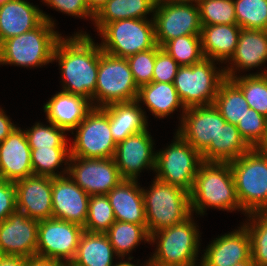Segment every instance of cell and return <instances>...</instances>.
Wrapping results in <instances>:
<instances>
[{"instance_id": "ab89813d", "label": "cell", "mask_w": 267, "mask_h": 266, "mask_svg": "<svg viewBox=\"0 0 267 266\" xmlns=\"http://www.w3.org/2000/svg\"><path fill=\"white\" fill-rule=\"evenodd\" d=\"M46 126L36 123L29 130H24L30 149L68 148L65 130L51 122Z\"/></svg>"}, {"instance_id": "cb8c5ba5", "label": "cell", "mask_w": 267, "mask_h": 266, "mask_svg": "<svg viewBox=\"0 0 267 266\" xmlns=\"http://www.w3.org/2000/svg\"><path fill=\"white\" fill-rule=\"evenodd\" d=\"M93 108L91 101L80 95L58 92L44 105L48 122L65 131H72Z\"/></svg>"}, {"instance_id": "6da1fadb", "label": "cell", "mask_w": 267, "mask_h": 266, "mask_svg": "<svg viewBox=\"0 0 267 266\" xmlns=\"http://www.w3.org/2000/svg\"><path fill=\"white\" fill-rule=\"evenodd\" d=\"M101 52L100 44L95 45L86 32H77L66 39L61 37L53 51V61H58L62 74L61 91L92 101Z\"/></svg>"}, {"instance_id": "83f0119b", "label": "cell", "mask_w": 267, "mask_h": 266, "mask_svg": "<svg viewBox=\"0 0 267 266\" xmlns=\"http://www.w3.org/2000/svg\"><path fill=\"white\" fill-rule=\"evenodd\" d=\"M136 101L144 102L152 115L158 118L167 117L180 107L183 116L186 110L173 83L151 82L142 85L139 87Z\"/></svg>"}, {"instance_id": "b9f144b4", "label": "cell", "mask_w": 267, "mask_h": 266, "mask_svg": "<svg viewBox=\"0 0 267 266\" xmlns=\"http://www.w3.org/2000/svg\"><path fill=\"white\" fill-rule=\"evenodd\" d=\"M241 137L251 148H258L267 133V118L256 110L249 108L237 124Z\"/></svg>"}, {"instance_id": "4316f807", "label": "cell", "mask_w": 267, "mask_h": 266, "mask_svg": "<svg viewBox=\"0 0 267 266\" xmlns=\"http://www.w3.org/2000/svg\"><path fill=\"white\" fill-rule=\"evenodd\" d=\"M103 109L109 115L110 130L116 144L132 134L147 130V116L137 101L115 103Z\"/></svg>"}, {"instance_id": "7a4b0ae2", "label": "cell", "mask_w": 267, "mask_h": 266, "mask_svg": "<svg viewBox=\"0 0 267 266\" xmlns=\"http://www.w3.org/2000/svg\"><path fill=\"white\" fill-rule=\"evenodd\" d=\"M190 194L191 212L204 214L209 207L234 211L242 208L229 162L203 161Z\"/></svg>"}, {"instance_id": "484cf974", "label": "cell", "mask_w": 267, "mask_h": 266, "mask_svg": "<svg viewBox=\"0 0 267 266\" xmlns=\"http://www.w3.org/2000/svg\"><path fill=\"white\" fill-rule=\"evenodd\" d=\"M237 24L204 25L200 38L204 58L223 63L233 56L241 32Z\"/></svg>"}, {"instance_id": "3957f363", "label": "cell", "mask_w": 267, "mask_h": 266, "mask_svg": "<svg viewBox=\"0 0 267 266\" xmlns=\"http://www.w3.org/2000/svg\"><path fill=\"white\" fill-rule=\"evenodd\" d=\"M55 27L44 20L31 31L13 36L0 44V64L41 67L53 62V51L62 37Z\"/></svg>"}, {"instance_id": "7402d4cb", "label": "cell", "mask_w": 267, "mask_h": 266, "mask_svg": "<svg viewBox=\"0 0 267 266\" xmlns=\"http://www.w3.org/2000/svg\"><path fill=\"white\" fill-rule=\"evenodd\" d=\"M26 0H12L0 5V44L10 37L33 30L44 20H54Z\"/></svg>"}, {"instance_id": "f35d334b", "label": "cell", "mask_w": 267, "mask_h": 266, "mask_svg": "<svg viewBox=\"0 0 267 266\" xmlns=\"http://www.w3.org/2000/svg\"><path fill=\"white\" fill-rule=\"evenodd\" d=\"M234 7L239 27L267 31V0H234Z\"/></svg>"}, {"instance_id": "681fc988", "label": "cell", "mask_w": 267, "mask_h": 266, "mask_svg": "<svg viewBox=\"0 0 267 266\" xmlns=\"http://www.w3.org/2000/svg\"><path fill=\"white\" fill-rule=\"evenodd\" d=\"M0 266H26V257L0 255Z\"/></svg>"}, {"instance_id": "52a82bcc", "label": "cell", "mask_w": 267, "mask_h": 266, "mask_svg": "<svg viewBox=\"0 0 267 266\" xmlns=\"http://www.w3.org/2000/svg\"><path fill=\"white\" fill-rule=\"evenodd\" d=\"M138 90L127 58L116 57L102 51L99 56L92 106L103 108L115 103L136 101Z\"/></svg>"}, {"instance_id": "5bb4252c", "label": "cell", "mask_w": 267, "mask_h": 266, "mask_svg": "<svg viewBox=\"0 0 267 266\" xmlns=\"http://www.w3.org/2000/svg\"><path fill=\"white\" fill-rule=\"evenodd\" d=\"M67 174L88 195H106L123 180L113 157L70 156Z\"/></svg>"}, {"instance_id": "8d00e7d4", "label": "cell", "mask_w": 267, "mask_h": 266, "mask_svg": "<svg viewBox=\"0 0 267 266\" xmlns=\"http://www.w3.org/2000/svg\"><path fill=\"white\" fill-rule=\"evenodd\" d=\"M180 66L200 62L202 53L200 35H186L167 41L162 47Z\"/></svg>"}, {"instance_id": "ee69618b", "label": "cell", "mask_w": 267, "mask_h": 266, "mask_svg": "<svg viewBox=\"0 0 267 266\" xmlns=\"http://www.w3.org/2000/svg\"><path fill=\"white\" fill-rule=\"evenodd\" d=\"M180 65L161 47L156 46L152 82L173 83Z\"/></svg>"}, {"instance_id": "ba28073f", "label": "cell", "mask_w": 267, "mask_h": 266, "mask_svg": "<svg viewBox=\"0 0 267 266\" xmlns=\"http://www.w3.org/2000/svg\"><path fill=\"white\" fill-rule=\"evenodd\" d=\"M214 62L203 58L198 63L179 67L173 84L185 109L214 103L225 79L224 70L217 71Z\"/></svg>"}, {"instance_id": "c3c4849f", "label": "cell", "mask_w": 267, "mask_h": 266, "mask_svg": "<svg viewBox=\"0 0 267 266\" xmlns=\"http://www.w3.org/2000/svg\"><path fill=\"white\" fill-rule=\"evenodd\" d=\"M61 261L40 256L26 258V266H64Z\"/></svg>"}, {"instance_id": "d6a6232c", "label": "cell", "mask_w": 267, "mask_h": 266, "mask_svg": "<svg viewBox=\"0 0 267 266\" xmlns=\"http://www.w3.org/2000/svg\"><path fill=\"white\" fill-rule=\"evenodd\" d=\"M105 234L119 259L129 255L142 240H150L147 225L121 221H115Z\"/></svg>"}, {"instance_id": "4fadbf2b", "label": "cell", "mask_w": 267, "mask_h": 266, "mask_svg": "<svg viewBox=\"0 0 267 266\" xmlns=\"http://www.w3.org/2000/svg\"><path fill=\"white\" fill-rule=\"evenodd\" d=\"M152 17L159 47L177 37L200 35L202 26L198 4H155Z\"/></svg>"}, {"instance_id": "d590c367", "label": "cell", "mask_w": 267, "mask_h": 266, "mask_svg": "<svg viewBox=\"0 0 267 266\" xmlns=\"http://www.w3.org/2000/svg\"><path fill=\"white\" fill-rule=\"evenodd\" d=\"M247 217L250 222L243 225L250 238L252 261L257 266H267V212H251Z\"/></svg>"}, {"instance_id": "7bdbcfd3", "label": "cell", "mask_w": 267, "mask_h": 266, "mask_svg": "<svg viewBox=\"0 0 267 266\" xmlns=\"http://www.w3.org/2000/svg\"><path fill=\"white\" fill-rule=\"evenodd\" d=\"M156 59V47L127 57L133 78L138 87L151 83Z\"/></svg>"}, {"instance_id": "30bf717a", "label": "cell", "mask_w": 267, "mask_h": 266, "mask_svg": "<svg viewBox=\"0 0 267 266\" xmlns=\"http://www.w3.org/2000/svg\"><path fill=\"white\" fill-rule=\"evenodd\" d=\"M173 143L156 153L155 178L191 192L203 162L201 154L177 132Z\"/></svg>"}, {"instance_id": "7dc6e473", "label": "cell", "mask_w": 267, "mask_h": 266, "mask_svg": "<svg viewBox=\"0 0 267 266\" xmlns=\"http://www.w3.org/2000/svg\"><path fill=\"white\" fill-rule=\"evenodd\" d=\"M16 128L10 118L0 108V143Z\"/></svg>"}, {"instance_id": "e575fe53", "label": "cell", "mask_w": 267, "mask_h": 266, "mask_svg": "<svg viewBox=\"0 0 267 266\" xmlns=\"http://www.w3.org/2000/svg\"><path fill=\"white\" fill-rule=\"evenodd\" d=\"M70 148H45L31 149V165L33 175L60 177L68 172V166L61 172H55L57 168L65 163L68 165ZM65 161V162H64Z\"/></svg>"}, {"instance_id": "e0dca14e", "label": "cell", "mask_w": 267, "mask_h": 266, "mask_svg": "<svg viewBox=\"0 0 267 266\" xmlns=\"http://www.w3.org/2000/svg\"><path fill=\"white\" fill-rule=\"evenodd\" d=\"M39 221L15 210L8 218L0 222V255L23 256L36 255Z\"/></svg>"}, {"instance_id": "9f6ffc18", "label": "cell", "mask_w": 267, "mask_h": 266, "mask_svg": "<svg viewBox=\"0 0 267 266\" xmlns=\"http://www.w3.org/2000/svg\"><path fill=\"white\" fill-rule=\"evenodd\" d=\"M12 0H0V5Z\"/></svg>"}, {"instance_id": "ac0fdd59", "label": "cell", "mask_w": 267, "mask_h": 266, "mask_svg": "<svg viewBox=\"0 0 267 266\" xmlns=\"http://www.w3.org/2000/svg\"><path fill=\"white\" fill-rule=\"evenodd\" d=\"M14 185L17 210L37 221L53 218L52 177L31 175Z\"/></svg>"}, {"instance_id": "f1b7e54d", "label": "cell", "mask_w": 267, "mask_h": 266, "mask_svg": "<svg viewBox=\"0 0 267 266\" xmlns=\"http://www.w3.org/2000/svg\"><path fill=\"white\" fill-rule=\"evenodd\" d=\"M114 248L105 233H91L84 231L72 266H113Z\"/></svg>"}, {"instance_id": "7c38bea8", "label": "cell", "mask_w": 267, "mask_h": 266, "mask_svg": "<svg viewBox=\"0 0 267 266\" xmlns=\"http://www.w3.org/2000/svg\"><path fill=\"white\" fill-rule=\"evenodd\" d=\"M84 228L55 218L38 223L36 255L70 264L75 257Z\"/></svg>"}, {"instance_id": "ffe728a7", "label": "cell", "mask_w": 267, "mask_h": 266, "mask_svg": "<svg viewBox=\"0 0 267 266\" xmlns=\"http://www.w3.org/2000/svg\"><path fill=\"white\" fill-rule=\"evenodd\" d=\"M0 173L3 180L11 182L33 175L31 149L20 127L0 143Z\"/></svg>"}, {"instance_id": "11a10c76", "label": "cell", "mask_w": 267, "mask_h": 266, "mask_svg": "<svg viewBox=\"0 0 267 266\" xmlns=\"http://www.w3.org/2000/svg\"><path fill=\"white\" fill-rule=\"evenodd\" d=\"M258 149L267 154V133H266V137H265L264 141L258 147Z\"/></svg>"}, {"instance_id": "8fae6325", "label": "cell", "mask_w": 267, "mask_h": 266, "mask_svg": "<svg viewBox=\"0 0 267 266\" xmlns=\"http://www.w3.org/2000/svg\"><path fill=\"white\" fill-rule=\"evenodd\" d=\"M76 135L70 148V156L81 158H112L116 142L110 130L109 115L99 107H93L74 129Z\"/></svg>"}, {"instance_id": "8992f818", "label": "cell", "mask_w": 267, "mask_h": 266, "mask_svg": "<svg viewBox=\"0 0 267 266\" xmlns=\"http://www.w3.org/2000/svg\"><path fill=\"white\" fill-rule=\"evenodd\" d=\"M193 215L185 221L150 234L149 243L158 239L156 251L148 259L151 266H197L200 234Z\"/></svg>"}, {"instance_id": "f546056e", "label": "cell", "mask_w": 267, "mask_h": 266, "mask_svg": "<svg viewBox=\"0 0 267 266\" xmlns=\"http://www.w3.org/2000/svg\"><path fill=\"white\" fill-rule=\"evenodd\" d=\"M250 149L251 147L241 137L237 125L226 122L221 124L216 144H210L201 157L206 162H231Z\"/></svg>"}, {"instance_id": "60d3db41", "label": "cell", "mask_w": 267, "mask_h": 266, "mask_svg": "<svg viewBox=\"0 0 267 266\" xmlns=\"http://www.w3.org/2000/svg\"><path fill=\"white\" fill-rule=\"evenodd\" d=\"M201 26L237 24L234 0H199Z\"/></svg>"}, {"instance_id": "74e56055", "label": "cell", "mask_w": 267, "mask_h": 266, "mask_svg": "<svg viewBox=\"0 0 267 266\" xmlns=\"http://www.w3.org/2000/svg\"><path fill=\"white\" fill-rule=\"evenodd\" d=\"M115 221L107 195H90L84 231L106 233Z\"/></svg>"}, {"instance_id": "9c48e42d", "label": "cell", "mask_w": 267, "mask_h": 266, "mask_svg": "<svg viewBox=\"0 0 267 266\" xmlns=\"http://www.w3.org/2000/svg\"><path fill=\"white\" fill-rule=\"evenodd\" d=\"M102 51L127 58L157 46L154 21L124 19L107 23L100 31Z\"/></svg>"}, {"instance_id": "4dcf8cb0", "label": "cell", "mask_w": 267, "mask_h": 266, "mask_svg": "<svg viewBox=\"0 0 267 266\" xmlns=\"http://www.w3.org/2000/svg\"><path fill=\"white\" fill-rule=\"evenodd\" d=\"M154 9V0H107L94 15V24L99 32L107 23L117 20L146 19Z\"/></svg>"}, {"instance_id": "5b68a950", "label": "cell", "mask_w": 267, "mask_h": 266, "mask_svg": "<svg viewBox=\"0 0 267 266\" xmlns=\"http://www.w3.org/2000/svg\"><path fill=\"white\" fill-rule=\"evenodd\" d=\"M149 189L142 188L149 235L181 223L192 215L190 194L186 190L156 178Z\"/></svg>"}, {"instance_id": "44dd1931", "label": "cell", "mask_w": 267, "mask_h": 266, "mask_svg": "<svg viewBox=\"0 0 267 266\" xmlns=\"http://www.w3.org/2000/svg\"><path fill=\"white\" fill-rule=\"evenodd\" d=\"M200 266H233L251 258L250 238L244 225L214 239L204 250Z\"/></svg>"}, {"instance_id": "d6986e66", "label": "cell", "mask_w": 267, "mask_h": 266, "mask_svg": "<svg viewBox=\"0 0 267 266\" xmlns=\"http://www.w3.org/2000/svg\"><path fill=\"white\" fill-rule=\"evenodd\" d=\"M90 195L83 191L68 174L52 178L53 218L86 224Z\"/></svg>"}, {"instance_id": "1f68e13d", "label": "cell", "mask_w": 267, "mask_h": 266, "mask_svg": "<svg viewBox=\"0 0 267 266\" xmlns=\"http://www.w3.org/2000/svg\"><path fill=\"white\" fill-rule=\"evenodd\" d=\"M213 105L226 122L233 125H237L250 108L241 89L230 78L221 82Z\"/></svg>"}, {"instance_id": "f5cc1de1", "label": "cell", "mask_w": 267, "mask_h": 266, "mask_svg": "<svg viewBox=\"0 0 267 266\" xmlns=\"http://www.w3.org/2000/svg\"><path fill=\"white\" fill-rule=\"evenodd\" d=\"M131 259H133V257H129L128 256V260H129L128 262L127 261L123 262V261L120 260L119 263H117L116 265L114 264L113 266H138V265L132 264L130 262ZM145 263H146V265H145ZM145 263H144V265L141 264L140 266H151L149 261L148 262L146 261Z\"/></svg>"}, {"instance_id": "f6af8a7d", "label": "cell", "mask_w": 267, "mask_h": 266, "mask_svg": "<svg viewBox=\"0 0 267 266\" xmlns=\"http://www.w3.org/2000/svg\"><path fill=\"white\" fill-rule=\"evenodd\" d=\"M44 3L53 7L57 11L71 16L88 18L94 21V14L86 5L85 0H42Z\"/></svg>"}, {"instance_id": "9a60e30c", "label": "cell", "mask_w": 267, "mask_h": 266, "mask_svg": "<svg viewBox=\"0 0 267 266\" xmlns=\"http://www.w3.org/2000/svg\"><path fill=\"white\" fill-rule=\"evenodd\" d=\"M180 121L176 132L200 154L216 144L221 124L226 123L213 104L187 108Z\"/></svg>"}, {"instance_id": "2e32d148", "label": "cell", "mask_w": 267, "mask_h": 266, "mask_svg": "<svg viewBox=\"0 0 267 266\" xmlns=\"http://www.w3.org/2000/svg\"><path fill=\"white\" fill-rule=\"evenodd\" d=\"M153 145L148 130L132 134L116 145L113 158L123 180H137L144 168L155 170Z\"/></svg>"}, {"instance_id": "836d02e7", "label": "cell", "mask_w": 267, "mask_h": 266, "mask_svg": "<svg viewBox=\"0 0 267 266\" xmlns=\"http://www.w3.org/2000/svg\"><path fill=\"white\" fill-rule=\"evenodd\" d=\"M230 79L241 89L249 107L267 118V70Z\"/></svg>"}, {"instance_id": "d4e9b609", "label": "cell", "mask_w": 267, "mask_h": 266, "mask_svg": "<svg viewBox=\"0 0 267 266\" xmlns=\"http://www.w3.org/2000/svg\"><path fill=\"white\" fill-rule=\"evenodd\" d=\"M138 180H122L106 195L116 221L146 225L142 187Z\"/></svg>"}, {"instance_id": "603a6c76", "label": "cell", "mask_w": 267, "mask_h": 266, "mask_svg": "<svg viewBox=\"0 0 267 266\" xmlns=\"http://www.w3.org/2000/svg\"><path fill=\"white\" fill-rule=\"evenodd\" d=\"M267 61V31L241 29L238 44L230 58V67L223 68L225 78H233L237 70L262 66ZM235 66V68H234ZM237 69V70H236ZM236 70V71H235Z\"/></svg>"}, {"instance_id": "277c9868", "label": "cell", "mask_w": 267, "mask_h": 266, "mask_svg": "<svg viewBox=\"0 0 267 266\" xmlns=\"http://www.w3.org/2000/svg\"><path fill=\"white\" fill-rule=\"evenodd\" d=\"M229 164L243 213L267 212V154L251 148Z\"/></svg>"}, {"instance_id": "816d5d0a", "label": "cell", "mask_w": 267, "mask_h": 266, "mask_svg": "<svg viewBox=\"0 0 267 266\" xmlns=\"http://www.w3.org/2000/svg\"><path fill=\"white\" fill-rule=\"evenodd\" d=\"M155 4H174V3H186V4H198L199 0H154Z\"/></svg>"}, {"instance_id": "bcb514c9", "label": "cell", "mask_w": 267, "mask_h": 266, "mask_svg": "<svg viewBox=\"0 0 267 266\" xmlns=\"http://www.w3.org/2000/svg\"><path fill=\"white\" fill-rule=\"evenodd\" d=\"M16 210V188L14 182L0 181V222Z\"/></svg>"}, {"instance_id": "f907efd6", "label": "cell", "mask_w": 267, "mask_h": 266, "mask_svg": "<svg viewBox=\"0 0 267 266\" xmlns=\"http://www.w3.org/2000/svg\"><path fill=\"white\" fill-rule=\"evenodd\" d=\"M90 11L95 15L107 0H85Z\"/></svg>"}, {"instance_id": "db71d44e", "label": "cell", "mask_w": 267, "mask_h": 266, "mask_svg": "<svg viewBox=\"0 0 267 266\" xmlns=\"http://www.w3.org/2000/svg\"><path fill=\"white\" fill-rule=\"evenodd\" d=\"M233 266H257V265L252 261V258H250L249 260L237 263Z\"/></svg>"}]
</instances>
